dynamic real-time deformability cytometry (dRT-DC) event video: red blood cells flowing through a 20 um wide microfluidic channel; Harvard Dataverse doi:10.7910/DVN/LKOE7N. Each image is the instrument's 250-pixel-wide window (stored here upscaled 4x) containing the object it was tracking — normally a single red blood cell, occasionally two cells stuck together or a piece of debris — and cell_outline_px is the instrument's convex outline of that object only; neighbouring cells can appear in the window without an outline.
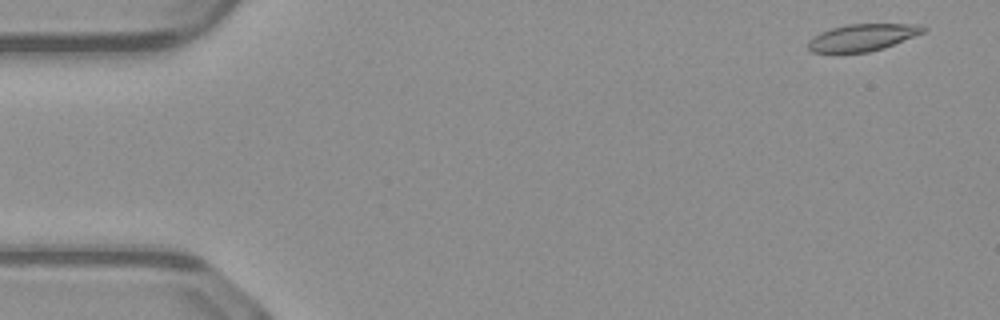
{"species": "common noctule bat (a hibernating species)", "species_latin": "Nyctalus noctula", "temperature_condition": "warm", "stored_images_in_passage": 50, "camera_frame_rate_fps": 3000, "um_per_image_px": 0.085, "animal": {"sex": "male", "body_mass_g": 23.1, "forearm_length_mm": 52.7}, "frame": {"image": 1, "passage_image": 2, "time_ms": 0.333, "image_size_px": [1000, 320], "cell_outline_px": [[928, 28], [924, 32], [884, 48], [868, 52], [812, 52], [808, 48], [808, 40], [820, 32], [832, 28], [848, 24], [924, 24]], "centroid_in_image_um": [73.34, 3.17], "position_along_channel_um": 11.7, "area_um2": 18.03}}
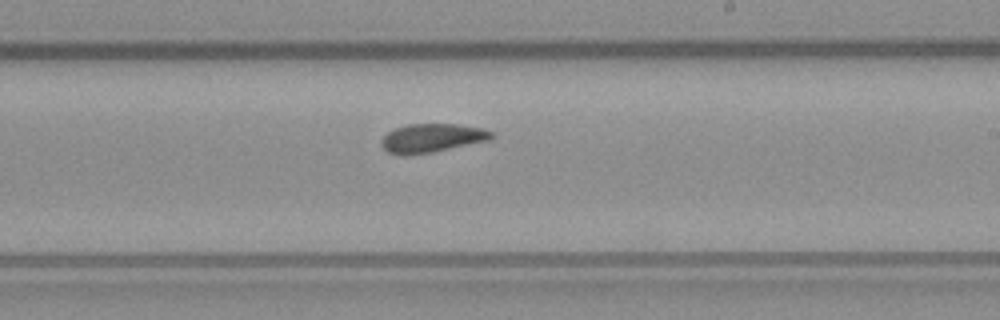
{"frame": {"image": 2, "passage_image": 29, "time_ms": 9.333, "image_size_px": [1000, 320], "cell_outline_px": [[496, 136], [492, 140], [432, 152], [400, 156], [388, 152], [380, 144], [380, 140], [392, 128], [408, 124], [456, 124], [484, 128], [492, 132]], "centroid_in_image_um": [36.72, 11.73], "position_along_channel_um": 252.3, "area_um2": 18.73}}
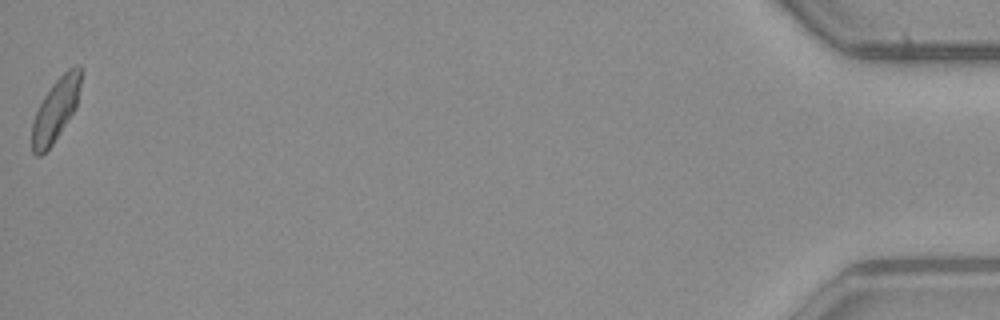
{"frame": {"image": 3, "passage_image": 50, "time_ms": 16.333, "image_size_px": [1000, 320], "cell_outline_px": [[84, 68], [76, 108], [52, 144], [40, 156], [36, 156], [32, 152], [32, 120], [44, 96], [52, 84], [68, 68], [76, 64], [80, 64]], "centroid_in_image_um": [4.77, 9.26], "position_along_channel_um": 430.4, "area_um2": 17.98}, "authors_computed_cell_mechanics": {"area_um2": 18.6694, "velocity_mm_per_s": 4.0814, "shape_relaxation_time_tau1_ms": null, "shape_relaxation_time_tau2_ms": 3.3582, "deformation_change_tau1": null, "deformation_change_tau2": 0.0929}}